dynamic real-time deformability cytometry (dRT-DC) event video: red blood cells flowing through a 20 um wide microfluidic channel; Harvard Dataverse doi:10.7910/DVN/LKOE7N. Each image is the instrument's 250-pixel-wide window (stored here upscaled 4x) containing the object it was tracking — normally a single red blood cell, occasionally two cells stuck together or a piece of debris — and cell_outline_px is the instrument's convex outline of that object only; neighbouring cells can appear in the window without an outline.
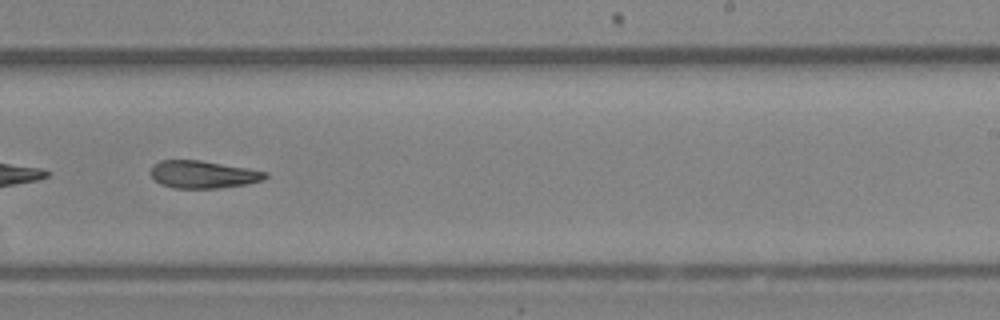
{"species": "Egyptian fruit bat (a non-hibernating species)", "species_latin": "Rousettus aegyptiacus", "temperature_condition": "room temperature", "stored_images_in_passage": 41, "camera_frame_rate_fps": 3000, "um_per_image_px": 0.085, "animal": {"sex": "female"}, "frame": {"image": 1, "passage_image": 24, "time_ms": 7.667, "image_size_px": [1000, 320], "cell_outline_px": [[268, 176], [264, 180], [248, 184], [220, 188], [172, 188], [160, 184], [148, 172], [160, 160], [200, 160], [248, 168], [268, 172]], "centroid_in_image_um": [17.29, 14.83], "position_along_channel_um": 271.7, "area_um2": 18.5}}